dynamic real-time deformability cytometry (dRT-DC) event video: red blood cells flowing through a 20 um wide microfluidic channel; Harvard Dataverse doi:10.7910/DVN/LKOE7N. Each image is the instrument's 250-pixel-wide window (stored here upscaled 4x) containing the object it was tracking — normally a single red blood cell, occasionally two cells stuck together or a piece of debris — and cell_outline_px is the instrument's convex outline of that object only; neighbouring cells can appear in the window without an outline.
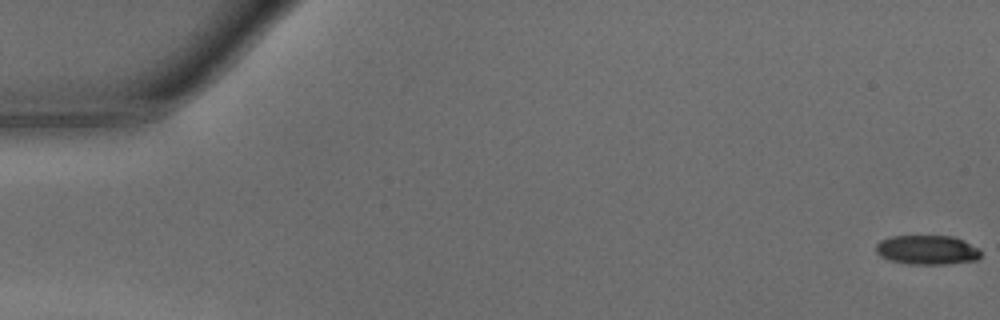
{"species": "common noctule bat (a hibernating species)", "species_latin": "Nyctalus noctula", "temperature_condition": "warm", "stored_images_in_passage": 45, "camera_frame_rate_fps": 3000, "um_per_image_px": 0.085, "animal": {"sex": "male", "body_mass_g": 15.6}, "frame": {"image": 1, "passage_image": 1, "time_ms": 0.0, "image_size_px": [1000, 320], "cell_outline_px": [[980, 256], [976, 260], [948, 264], [908, 264], [888, 260], [880, 256], [876, 252], [876, 244], [880, 240], [892, 236], [952, 236], [964, 240], [980, 248]], "centroid_in_image_um": [78.81, 21.24], "position_along_channel_um": 6.2, "area_um2": 18.09}}
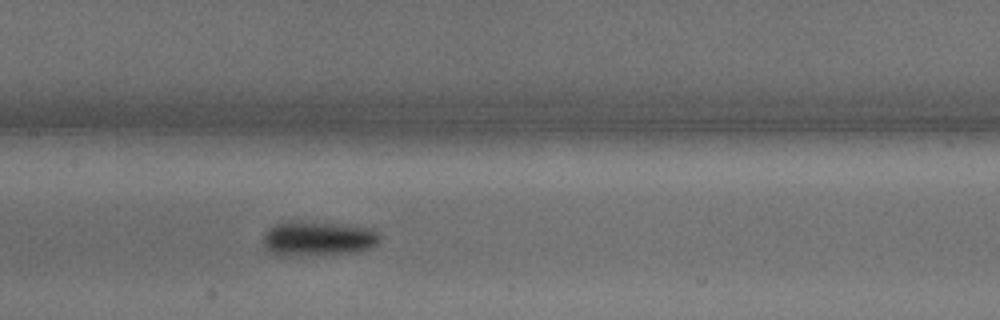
{"frame": {"image": 2, "passage_image": 24, "time_ms": 7.667, "image_size_px": [1000, 320], "cell_outline_px": [[380, 240], [372, 248], [352, 252], [292, 256], [276, 256], [264, 244], [264, 232], [268, 228], [276, 224], [300, 220], [340, 224], [372, 228], [380, 236]], "centroid_in_image_um": [27.02, 20.27], "position_along_channel_um": 180.4, "area_um2": 23.58}}
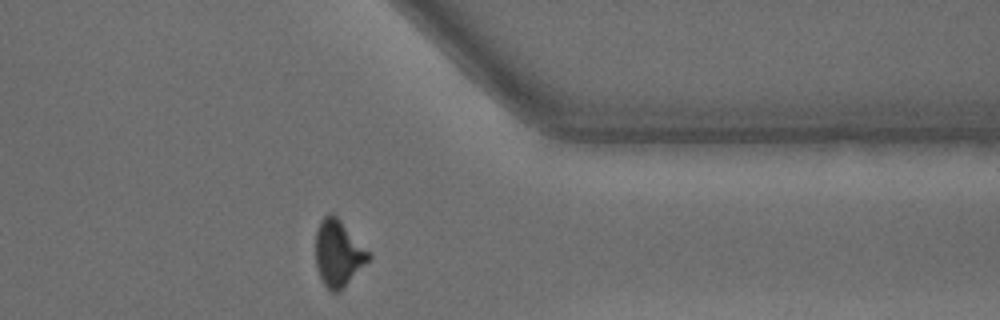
{"frame": {"image": 3, "passage_image": 39, "time_ms": 12.667, "image_size_px": [1000, 320], "cell_outline_px": [[372, 256], [344, 288], [340, 292], [332, 292], [324, 284], [316, 268], [316, 232], [320, 220], [328, 212], [332, 212], [340, 220]], "centroid_in_image_um": [28.73, 21.54], "position_along_channel_um": 382.7, "area_um2": 20.23}, "authors_computed_cell_mechanics": {"area_um2": 20.23, "velocity_mm_per_s": 4.2517, "shape_relaxation_time_tau1_ms": 1.7365, "shape_relaxation_time_tau2_ms": 5.9189, "deformation_change_tau1": 0.1421, "deformation_change_tau2": 0.1367}}